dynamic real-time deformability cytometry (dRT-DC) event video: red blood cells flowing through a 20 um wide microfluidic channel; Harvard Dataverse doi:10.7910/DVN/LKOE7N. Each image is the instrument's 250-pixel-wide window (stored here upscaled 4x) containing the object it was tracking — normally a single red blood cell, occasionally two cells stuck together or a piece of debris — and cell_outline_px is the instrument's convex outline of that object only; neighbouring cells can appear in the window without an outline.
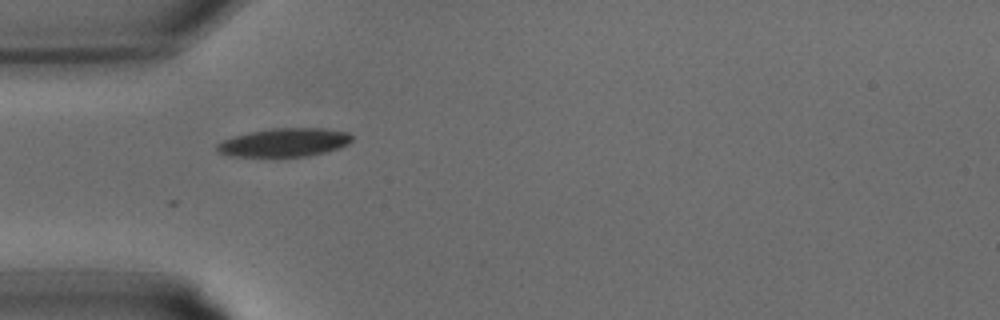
{"species": "common noctule bat (a hibernating species)", "species_latin": "Nyctalus noctula", "temperature_condition": "warm", "stored_images_in_passage": 3, "camera_frame_rate_fps": 3000, "um_per_image_px": 0.085, "animal": {"sex": "male", "body_mass_g": 15.6}, "frame": {"image": 1, "passage_image": 1, "time_ms": 0.0, "image_size_px": [1000, 320], "cell_outline_px": [[352, 140], [348, 144], [340, 148], [308, 156], [228, 156], [216, 152], [216, 144], [224, 140], [236, 136], [252, 132], [272, 128], [324, 128], [348, 132], [352, 136]], "centroid_in_image_um": [24.18, 12.11], "position_along_channel_um": 60.8, "area_um2": 22.25}}